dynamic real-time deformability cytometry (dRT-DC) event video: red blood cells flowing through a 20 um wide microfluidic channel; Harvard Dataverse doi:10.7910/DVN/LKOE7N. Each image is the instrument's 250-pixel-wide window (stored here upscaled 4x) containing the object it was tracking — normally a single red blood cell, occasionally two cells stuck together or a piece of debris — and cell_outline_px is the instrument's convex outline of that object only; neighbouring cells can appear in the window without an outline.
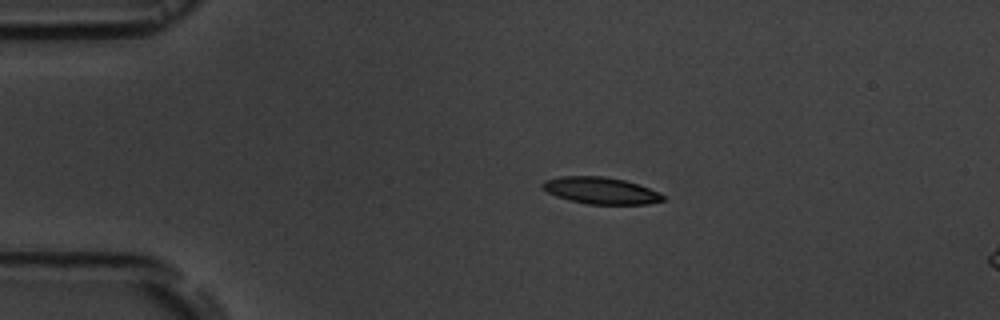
{"species": "common noctule bat (a hibernating species)", "species_latin": "Nyctalus noctula", "temperature_condition": "room temperature", "stored_images_in_passage": 7, "camera_frame_rate_fps": 3000, "um_per_image_px": 0.085, "animal": {"sex": "male", "body_mass_g": 19.5, "forearm_length_mm": 54.6}, "frame": {"image": 1, "passage_image": 1, "time_ms": 0.0, "image_size_px": [1000, 320], "cell_outline_px": [[664, 200], [648, 204], [588, 204], [568, 200], [556, 196], [548, 192], [540, 184], [544, 180], [560, 176], [604, 176], [624, 180], [660, 192], [664, 196]], "centroid_in_image_um": [51.05, 16.2], "position_along_channel_um": 34.0, "area_um2": 18.73}}